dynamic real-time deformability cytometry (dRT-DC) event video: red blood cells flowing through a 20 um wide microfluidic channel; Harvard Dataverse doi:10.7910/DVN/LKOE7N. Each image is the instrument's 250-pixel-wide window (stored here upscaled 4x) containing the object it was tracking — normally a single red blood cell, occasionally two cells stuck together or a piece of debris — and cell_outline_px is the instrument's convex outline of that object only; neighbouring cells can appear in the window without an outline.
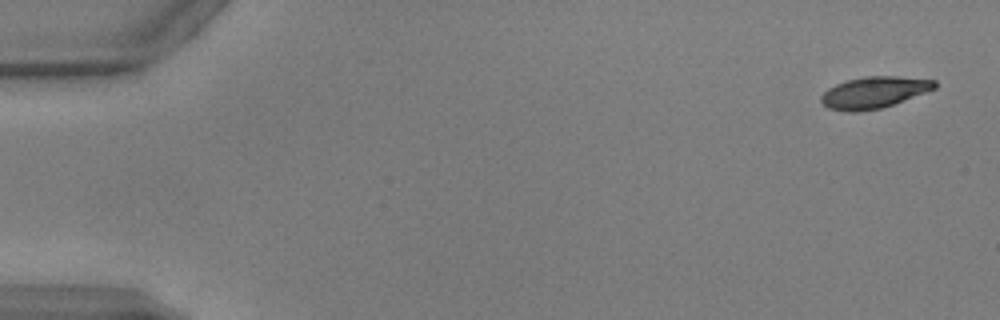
{"species": "common noctule bat (a hibernating species)", "species_latin": "Nyctalus noctula", "temperature_condition": "warm", "stored_images_in_passage": 10, "camera_frame_rate_fps": 3000, "um_per_image_px": 0.085, "animal": {"sex": "male", "body_mass_g": 17.9, "forearm_length_mm": 54.2}, "frame": {"image": 1, "passage_image": 10, "time_ms": 3.0, "image_size_px": [1000, 320], "cell_outline_px": [[936, 88], [892, 104], [880, 108], [856, 112], [848, 112], [828, 108], [820, 100], [820, 96], [828, 88], [836, 84], [848, 80], [864, 76], [896, 76], [936, 80]], "centroid_in_image_um": [74.26, 7.85], "position_along_channel_um": 10.7, "area_um2": 20.63}}